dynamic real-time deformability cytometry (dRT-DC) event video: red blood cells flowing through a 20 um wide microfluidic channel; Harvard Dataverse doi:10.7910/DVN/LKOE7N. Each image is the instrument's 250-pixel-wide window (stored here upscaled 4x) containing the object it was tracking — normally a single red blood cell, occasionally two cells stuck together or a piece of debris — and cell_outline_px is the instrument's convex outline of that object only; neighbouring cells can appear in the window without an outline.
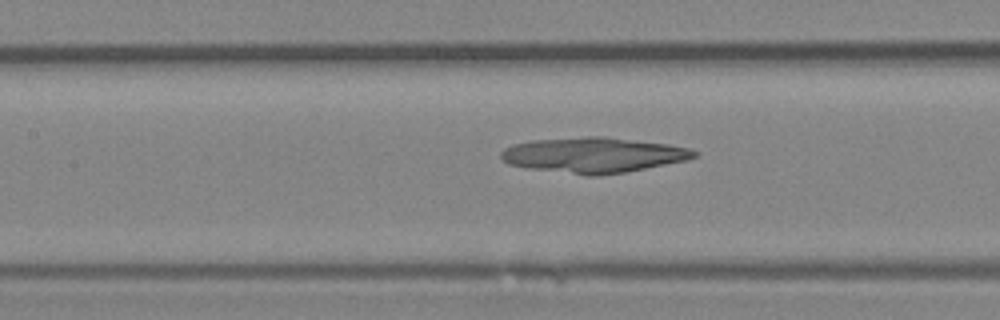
{"species": "Egyptian fruit bat (a non-hibernating species)", "species_latin": "Rousettus aegyptiacus", "temperature_condition": "room temperature", "stored_images_in_passage": 45, "camera_frame_rate_fps": 3000, "um_per_image_px": 0.085, "animal": {"sex": "female"}, "frame": {"image": 1, "passage_image": 20, "time_ms": 6.333, "image_size_px": [1000, 320], "cell_outline_px": [[700, 152], [696, 156], [688, 160], [624, 172], [596, 176], [584, 176], [528, 168], [508, 164], [500, 156], [500, 152], [504, 148], [512, 144], [532, 140], [588, 136], [604, 136], [668, 144], [688, 148]], "centroid_in_image_um": [50.42, 13.18], "position_along_channel_um": 157.0, "area_um2": 39.94}}
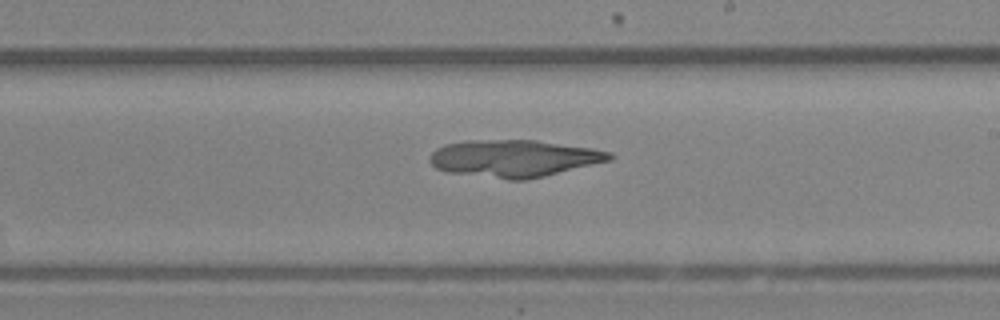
{"frame": {"image": 2, "passage_image": 26, "time_ms": 8.333, "image_size_px": [1000, 320], "cell_outline_px": [[616, 156], [612, 160], [528, 180], [508, 180], [448, 172], [436, 168], [428, 160], [428, 156], [436, 148], [444, 144], [468, 140], [536, 140], [592, 148], [612, 152]], "centroid_in_image_um": [43.7, 13.46], "position_along_channel_um": 245.3, "area_um2": 39.25}}
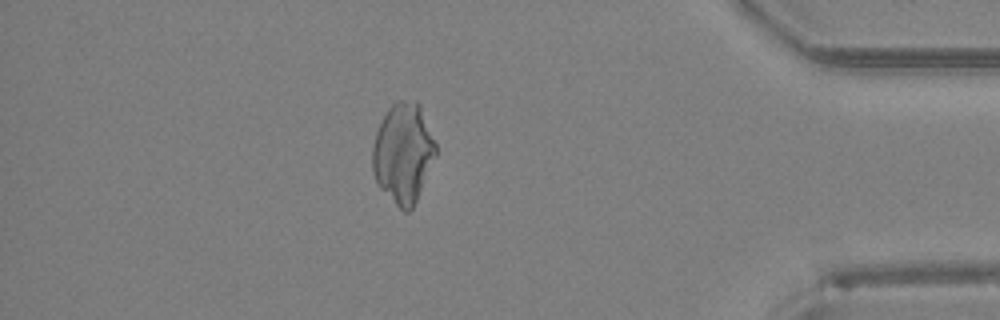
{"frame": {"image": 3, "passage_image": 39, "time_ms": 12.667, "image_size_px": [1000, 320], "cell_outline_px": [[436, 156], [416, 200], [412, 208], [408, 212], [404, 212], [380, 188], [372, 172], [372, 144], [376, 132], [388, 108], [396, 100], [416, 100], [420, 104], [436, 144]], "centroid_in_image_um": [34.26, 12.98], "position_along_channel_um": 400.9, "area_um2": 36.76}}